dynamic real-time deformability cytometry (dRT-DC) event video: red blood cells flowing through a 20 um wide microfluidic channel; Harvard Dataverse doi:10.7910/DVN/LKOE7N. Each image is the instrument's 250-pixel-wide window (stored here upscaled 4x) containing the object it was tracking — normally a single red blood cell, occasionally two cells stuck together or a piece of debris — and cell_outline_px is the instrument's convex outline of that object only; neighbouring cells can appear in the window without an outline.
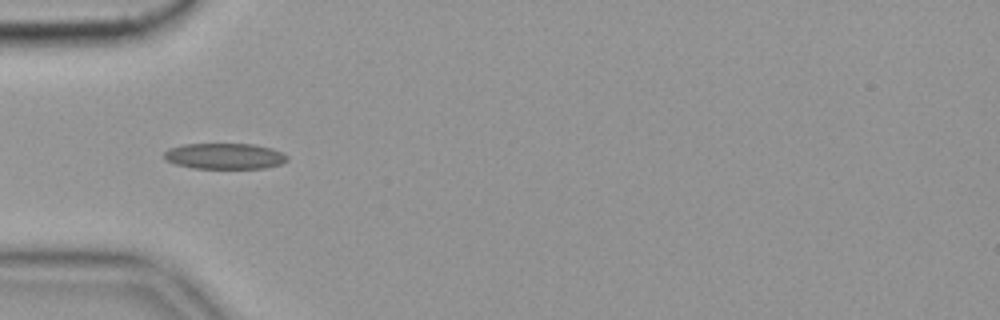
{"species": "common noctule bat (a hibernating species)", "species_latin": "Nyctalus noctula", "temperature_condition": "cold", "stored_images_in_passage": 7, "camera_frame_rate_fps": 3000, "um_per_image_px": 0.085, "animal": {"sex": "female", "body_mass_g": 19.9}, "frame": {"image": 1, "passage_image": 2, "time_ms": 0.333, "image_size_px": [1000, 320], "cell_outline_px": [[288, 160], [280, 164], [264, 168], [192, 168], [176, 164], [168, 160], [164, 156], [164, 152], [168, 148], [184, 144], [252, 144], [272, 148], [288, 156]], "centroid_in_image_um": [19.1, 13.26], "position_along_channel_um": 65.9, "area_um2": 18.44}}